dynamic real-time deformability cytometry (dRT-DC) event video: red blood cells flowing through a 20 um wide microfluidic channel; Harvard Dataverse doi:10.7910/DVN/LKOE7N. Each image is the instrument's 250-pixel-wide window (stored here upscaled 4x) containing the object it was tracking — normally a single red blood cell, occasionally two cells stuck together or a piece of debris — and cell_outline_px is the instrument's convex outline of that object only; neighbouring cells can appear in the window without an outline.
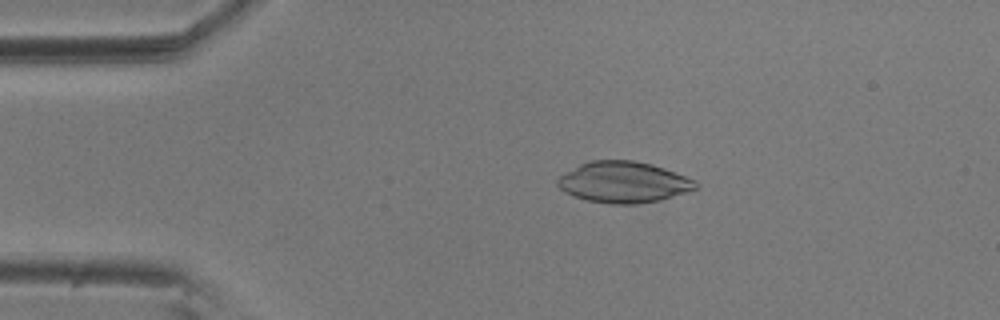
{"species": "common noctule bat (a hibernating species)", "species_latin": "Nyctalus noctula", "temperature_condition": "room temperature", "stored_images_in_passage": 55, "camera_frame_rate_fps": 3000, "um_per_image_px": 0.085, "animal": {"sex": "male", "body_mass_g": 20.5, "forearm_length_mm": 52.5}, "frame": {"image": 1, "passage_image": 10, "time_ms": 3.0, "image_size_px": [1000, 320], "cell_outline_px": [[700, 184], [696, 188], [660, 200], [636, 204], [612, 204], [588, 200], [564, 192], [556, 184], [556, 180], [560, 176], [580, 164], [588, 160], [632, 160], [652, 164], [676, 172], [696, 180]], "centroid_in_image_um": [53.01, 15.47], "position_along_channel_um": 32.0, "area_um2": 32.95}}
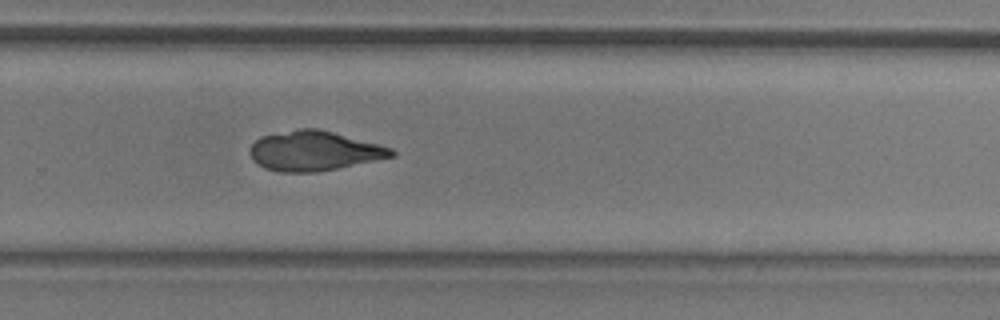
{"frame": {"image": 2, "passage_image": 36, "time_ms": 11.667, "image_size_px": [1000, 320], "cell_outline_px": [[396, 156], [316, 172], [276, 172], [264, 168], [256, 164], [252, 160], [252, 144], [260, 136], [296, 128], [316, 128], [332, 132], [392, 148], [396, 152]], "centroid_in_image_um": [26.67, 12.83], "position_along_channel_um": 303.1, "area_um2": 32.54}}
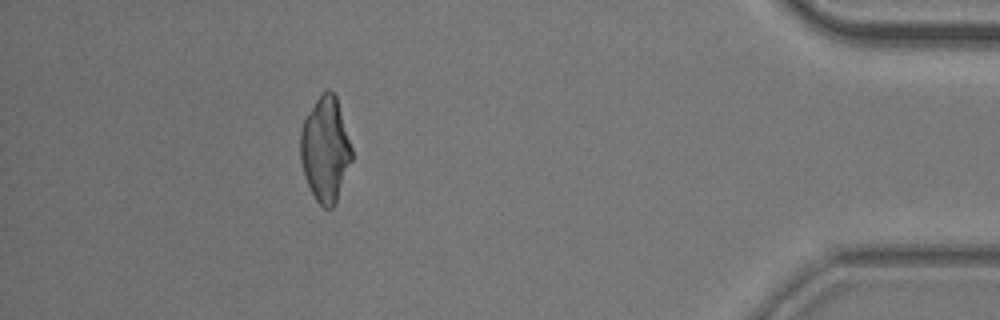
{"frame": {"image": 3, "passage_image": 49, "time_ms": 16.0, "image_size_px": [1000, 320], "cell_outline_px": [[352, 160], [336, 204], [332, 208], [324, 208], [316, 200], [304, 176], [300, 160], [300, 132], [304, 120], [320, 92], [328, 88], [336, 96], [352, 148]], "centroid_in_image_um": [27.65, 12.7], "position_along_channel_um": 407.5, "area_um2": 31.44}}